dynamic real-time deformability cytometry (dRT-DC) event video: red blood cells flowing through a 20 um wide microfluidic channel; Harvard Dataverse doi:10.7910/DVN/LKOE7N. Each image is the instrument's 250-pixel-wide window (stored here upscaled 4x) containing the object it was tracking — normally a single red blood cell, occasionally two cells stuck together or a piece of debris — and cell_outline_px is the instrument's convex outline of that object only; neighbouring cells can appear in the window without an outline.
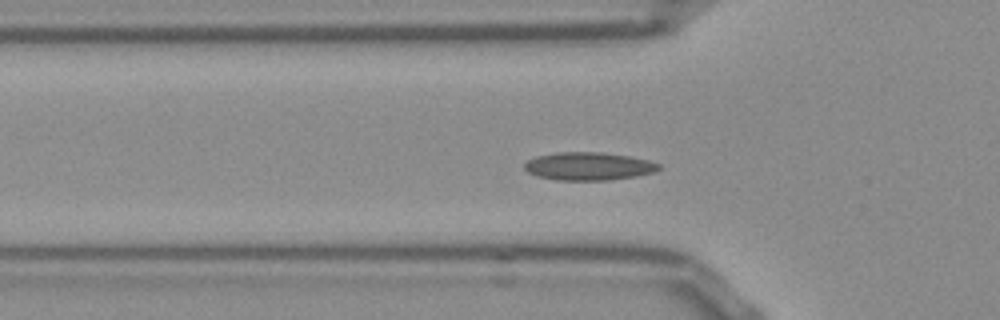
{"species": "Egyptian fruit bat (a non-hibernating species)", "species_latin": "Rousettus aegyptiacus", "temperature_condition": "room temperature", "stored_images_in_passage": 53, "camera_frame_rate_fps": 3000, "um_per_image_px": 0.085, "frame": {"image": 1, "passage_image": 16, "time_ms": 5.0, "image_size_px": [1000, 320], "cell_outline_px": [[660, 168], [652, 172], [636, 176], [608, 180], [556, 180], [536, 176], [528, 172], [524, 168], [524, 164], [528, 160], [536, 156], [556, 152], [600, 152], [628, 156], [648, 160], [660, 164]], "centroid_in_image_um": [49.99, 14.13], "position_along_channel_um": 75.8, "area_um2": 21.85}}
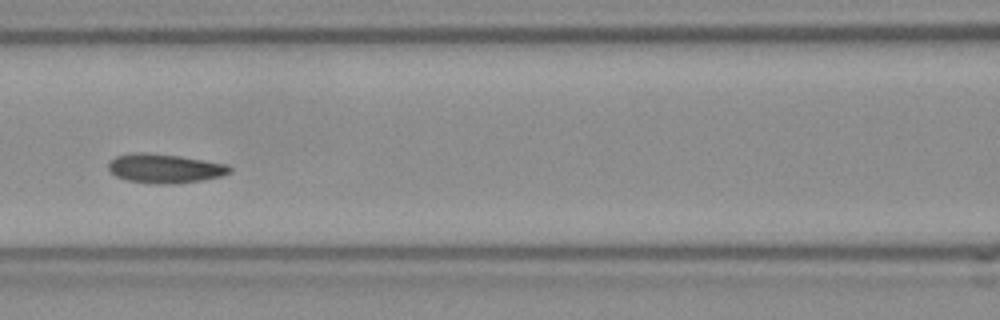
{"frame": {"image": 2, "passage_image": 22, "time_ms": 7.0, "image_size_px": [1000, 320], "cell_outline_px": [[232, 172], [224, 176], [200, 180], [172, 184], [160, 184], [128, 180], [116, 176], [108, 168], [108, 164], [116, 156], [132, 152], [144, 152], [180, 156], [228, 164], [232, 168]], "centroid_in_image_um": [14.05, 14.31], "position_along_channel_um": 152.6, "area_um2": 20.58}}
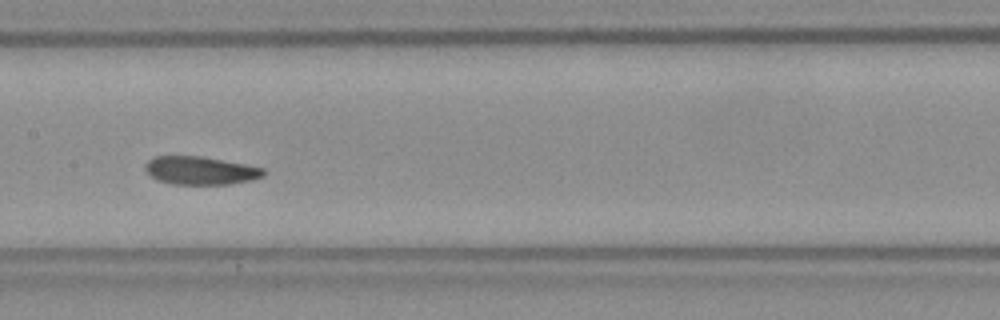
{"frame": {"image": 3, "passage_image": 25, "time_ms": 8.0, "image_size_px": [1000, 320], "cell_outline_px": [[264, 176], [252, 180], [228, 184], [172, 184], [156, 180], [144, 168], [144, 164], [152, 156], [200, 156], [244, 164], [264, 168]], "centroid_in_image_um": [17.0, 14.49], "position_along_channel_um": 190.4, "area_um2": 19.36}, "authors_computed_cell_mechanics": {"area_um2": 19.7676, "velocity_mm_per_s": 3.7895, "shape_relaxation_time_tau1_ms": null, "shape_relaxation_time_tau2_ms": 4.2035, "deformation_change_tau1": null, "deformation_change_tau2": 0.0899}}